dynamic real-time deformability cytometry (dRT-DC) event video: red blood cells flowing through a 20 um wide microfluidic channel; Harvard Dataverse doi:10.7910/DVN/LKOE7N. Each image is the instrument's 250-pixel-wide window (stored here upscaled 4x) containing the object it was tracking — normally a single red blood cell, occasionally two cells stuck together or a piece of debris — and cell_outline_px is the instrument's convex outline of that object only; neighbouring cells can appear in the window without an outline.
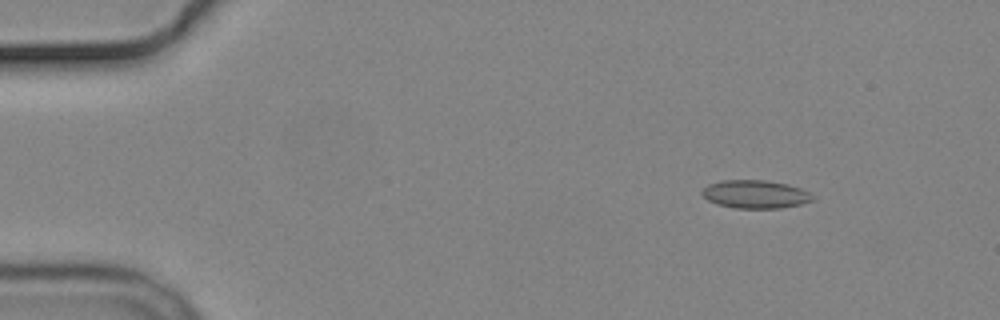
{"species": "common noctule bat (a hibernating species)", "species_latin": "Nyctalus noctula", "temperature_condition": "cold", "stored_images_in_passage": 4, "camera_frame_rate_fps": 3000, "um_per_image_px": 0.085, "animal": {"sex": "male", "body_mass_g": 19.2, "forearm_length_mm": 51.8}, "frame": {"image": 1, "passage_image": 2, "time_ms": 1.0, "image_size_px": [1000, 320], "cell_outline_px": [[816, 196], [812, 200], [800, 204], [780, 208], [736, 208], [716, 204], [708, 200], [700, 192], [708, 184], [720, 180], [764, 180], [788, 184], [800, 188]], "centroid_in_image_um": [64.19, 16.5], "position_along_channel_um": 20.8, "area_um2": 18.15}}
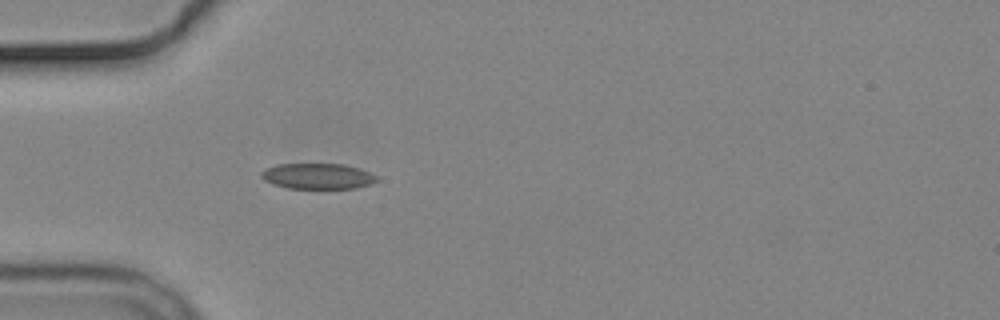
{"frame": {"image": 2, "passage_image": 4, "time_ms": 4.333, "image_size_px": [1000, 320], "cell_outline_px": [[380, 180], [356, 188], [288, 188], [272, 184], [264, 180], [260, 176], [260, 172], [264, 168], [276, 164], [344, 164], [360, 168], [376, 176]], "centroid_in_image_um": [26.96, 14.96], "position_along_channel_um": 58.0, "area_um2": 17.34}}